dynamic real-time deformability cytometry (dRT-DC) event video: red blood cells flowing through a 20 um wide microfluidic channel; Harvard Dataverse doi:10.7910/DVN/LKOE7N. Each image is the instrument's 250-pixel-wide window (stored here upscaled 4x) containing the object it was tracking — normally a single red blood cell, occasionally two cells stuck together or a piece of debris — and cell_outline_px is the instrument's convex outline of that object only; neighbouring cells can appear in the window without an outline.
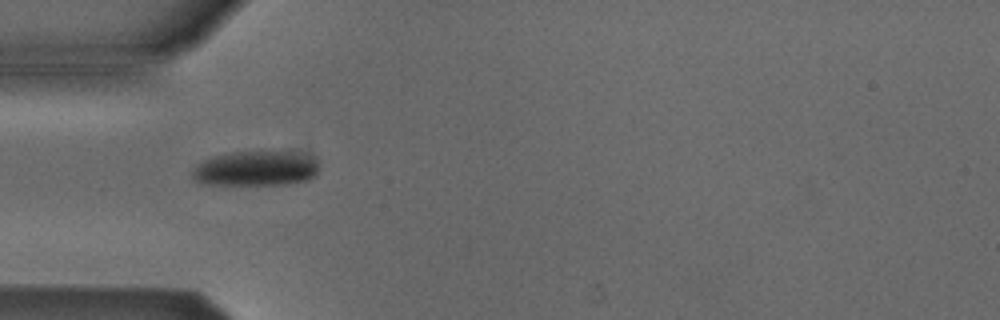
{"species": "Egyptian fruit bat (a non-hibernating species)", "species_latin": "Rousettus aegyptiacus", "temperature_condition": "cold", "stored_images_in_passage": 3, "camera_frame_rate_fps": 3000, "um_per_image_px": 0.085, "animal": {"sex": "male"}, "frame": {"image": 1, "passage_image": 1, "time_ms": 0.0, "image_size_px": [1000, 320], "cell_outline_px": [[316, 176], [308, 180], [292, 184], [204, 184], [196, 180], [192, 176], [192, 172], [196, 164], [204, 160], [216, 156], [232, 152], [284, 152], [312, 156], [316, 160]], "centroid_in_image_um": [21.74, 14.33], "position_along_channel_um": 63.3, "area_um2": 25.43}}
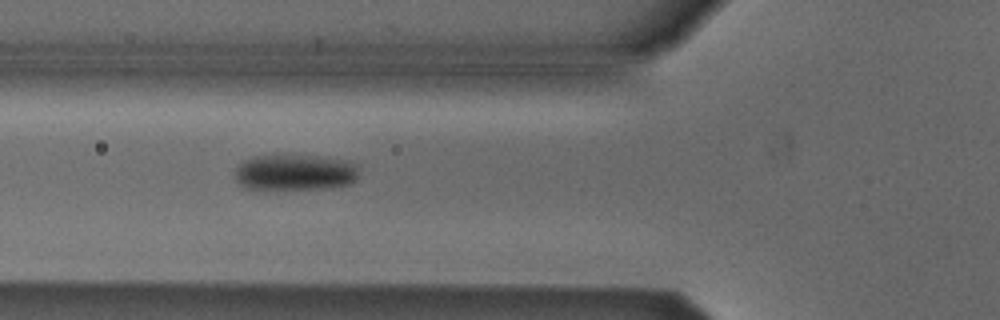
{"frame": {"image": 2, "passage_image": 2, "time_ms": 1.0, "image_size_px": [1000, 320], "cell_outline_px": [[360, 164], [356, 180], [348, 184], [332, 188], [248, 188], [240, 184], [236, 180], [236, 168], [244, 160], [252, 156], [312, 156], [348, 160]], "centroid_in_image_um": [25.14, 14.64], "position_along_channel_um": 100.7, "area_um2": 25.72}}
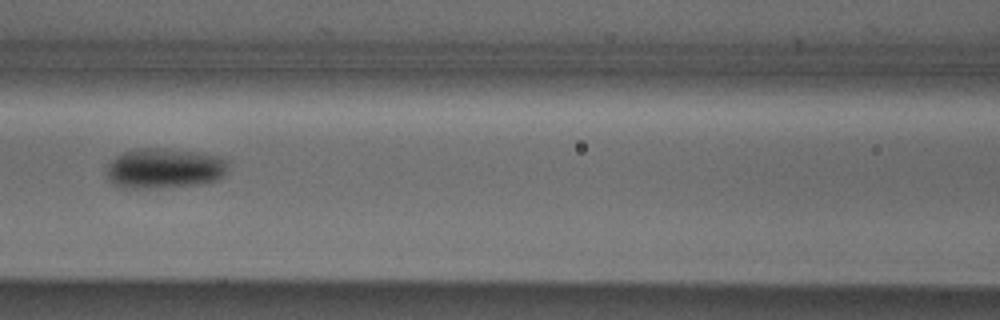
{"frame": {"image": 3, "passage_image": 3, "time_ms": 2.333, "image_size_px": [1000, 320], "cell_outline_px": [[228, 168], [224, 176], [220, 180], [204, 184], [148, 188], [120, 188], [112, 184], [108, 180], [104, 172], [108, 164], [116, 156], [124, 152], [140, 148], [160, 148], [196, 152], [224, 156], [228, 160]], "centroid_in_image_um": [13.99, 14.32], "position_along_channel_um": 152.6, "area_um2": 29.07}}